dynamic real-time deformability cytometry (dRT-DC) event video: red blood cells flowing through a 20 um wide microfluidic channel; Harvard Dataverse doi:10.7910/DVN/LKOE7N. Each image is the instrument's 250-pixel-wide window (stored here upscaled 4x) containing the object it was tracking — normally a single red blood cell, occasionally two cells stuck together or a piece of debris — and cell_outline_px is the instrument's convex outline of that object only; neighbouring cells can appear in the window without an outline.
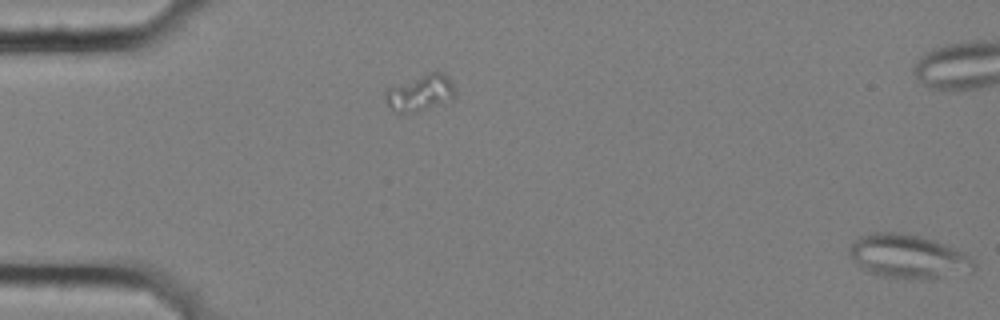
{"species": "common noctule bat (a hibernating species)", "species_latin": "Nyctalus noctula", "temperature_condition": "cold", "stored_images_in_passage": 3, "segment_of_instrument_passage": [2, 2], "camera_frame_rate_fps": 3000, "um_per_image_px": 0.085, "animal": {"sex": "female", "body_mass_g": 25.1}, "frame": {"image": 1, "passage_image": 3, "time_ms": 0.667, "image_size_px": [1000, 320], "cell_outline_px": [[976, 268], [972, 272], [932, 280], [908, 280], [880, 276], [868, 272], [852, 260], [848, 252], [848, 248], [860, 236], [872, 232], [896, 232], [920, 236], [936, 240], [964, 252], [976, 264]], "centroid_in_image_um": [77.23, 21.83], "position_along_channel_um": 7.8, "area_um2": 32.54}}